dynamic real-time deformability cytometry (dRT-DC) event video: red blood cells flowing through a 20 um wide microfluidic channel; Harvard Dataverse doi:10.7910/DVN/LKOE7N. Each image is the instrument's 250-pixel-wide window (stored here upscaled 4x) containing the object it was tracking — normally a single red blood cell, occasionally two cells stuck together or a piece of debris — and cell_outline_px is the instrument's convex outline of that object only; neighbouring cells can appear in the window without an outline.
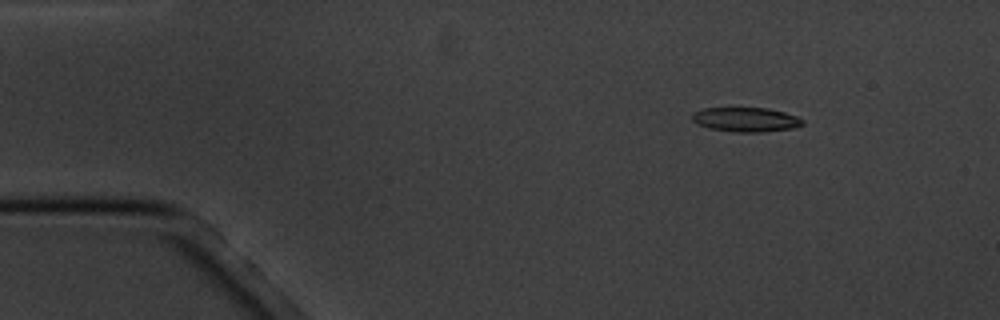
{"species": "common noctule bat (a hibernating species)", "species_latin": "Nyctalus noctula", "temperature_condition": "cold", "stored_images_in_passage": 9, "camera_frame_rate_fps": 3000, "um_per_image_px": 0.085, "animal": {"sex": "male", "body_mass_g": 20.1, "forearm_length_mm": 53.5}, "frame": {"image": 1, "passage_image": 3, "time_ms": 2.333, "image_size_px": [1000, 320], "cell_outline_px": [[804, 124], [796, 128], [760, 132], [732, 132], [708, 128], [696, 124], [692, 120], [692, 112], [704, 108], [768, 108], [784, 112], [796, 116], [804, 120]], "centroid_in_image_um": [63.39, 10.17], "position_along_channel_um": 21.6, "area_um2": 15.9}}
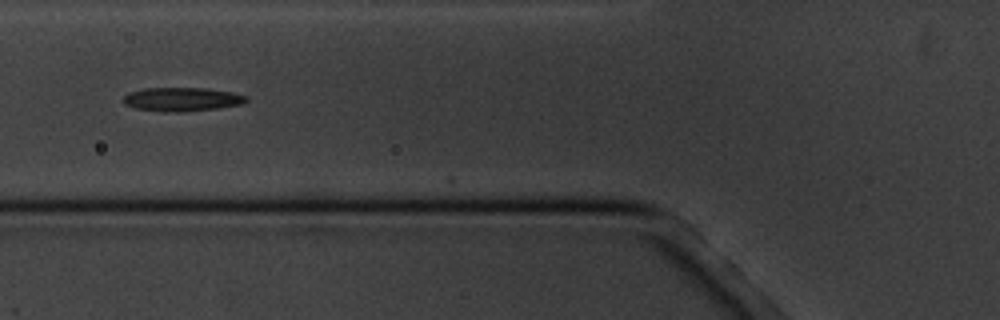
{"frame": {"image": 2, "passage_image": 7, "time_ms": 7.0, "image_size_px": [1000, 320], "cell_outline_px": [[248, 100], [244, 104], [216, 108], [180, 112], [160, 112], [132, 108], [124, 104], [124, 96], [128, 92], [144, 88], [208, 88], [228, 92], [244, 96]], "centroid_in_image_um": [15.39, 8.45], "position_along_channel_um": 110.4, "area_um2": 17.05}}
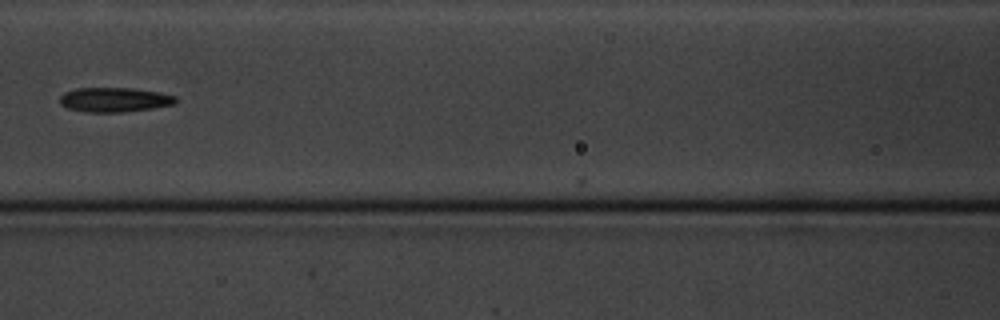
{"frame": {"image": 3, "passage_image": 8, "time_ms": 8.333, "image_size_px": [1000, 320], "cell_outline_px": [[176, 104], [152, 108], [124, 112], [84, 112], [68, 108], [60, 104], [60, 96], [64, 92], [76, 88], [132, 88], [156, 92], [176, 96]], "centroid_in_image_um": [9.7, 8.48], "position_along_channel_um": 156.9, "area_um2": 16.53}}